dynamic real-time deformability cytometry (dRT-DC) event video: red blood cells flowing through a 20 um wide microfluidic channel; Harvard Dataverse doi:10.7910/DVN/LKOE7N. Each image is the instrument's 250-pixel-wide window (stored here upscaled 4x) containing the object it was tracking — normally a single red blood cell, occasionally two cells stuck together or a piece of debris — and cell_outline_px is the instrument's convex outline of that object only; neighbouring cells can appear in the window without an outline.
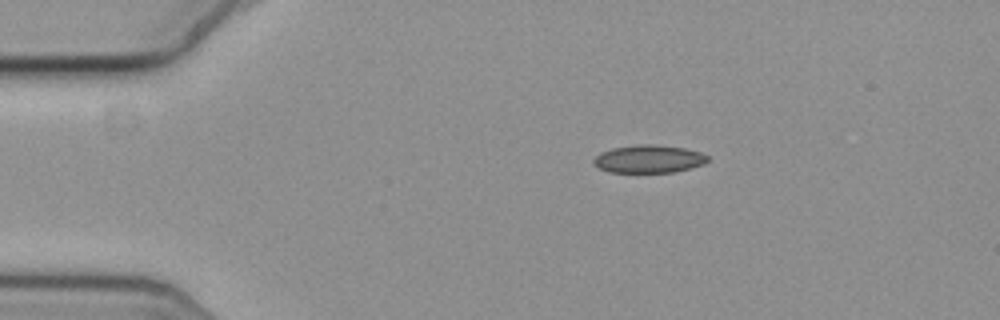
{"species": "common noctule bat (a hibernating species)", "species_latin": "Nyctalus noctula", "temperature_condition": "cold", "stored_images_in_passage": 47, "camera_frame_rate_fps": 3000, "um_per_image_px": 0.085, "animal": {"sex": "female", "body_mass_g": 19.3, "forearm_length_mm": 54.1}, "frame": {"image": 1, "passage_image": 1, "time_ms": 0.0, "image_size_px": [1000, 320], "cell_outline_px": [[712, 160], [704, 164], [672, 172], [608, 172], [592, 164], [592, 160], [600, 152], [612, 148], [636, 144], [656, 144], [684, 148], [700, 152], [708, 156]], "centroid_in_image_um": [55.14, 13.5], "position_along_channel_um": 29.9, "area_um2": 18.67}}
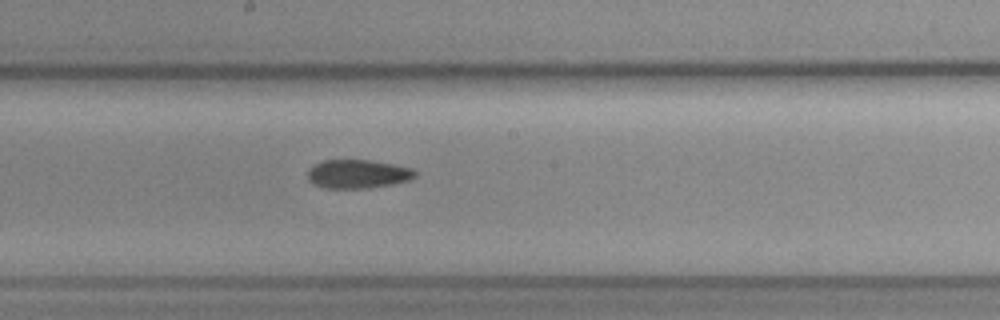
{"frame": {"image": 2, "passage_image": 21, "time_ms": 6.667, "image_size_px": [1000, 320], "cell_outline_px": [[416, 176], [408, 180], [392, 184], [368, 188], [324, 188], [308, 180], [308, 168], [324, 160], [368, 160], [392, 164], [412, 168], [416, 172]], "centroid_in_image_um": [30.4, 14.79], "position_along_channel_um": 217.8, "area_um2": 17.8}}
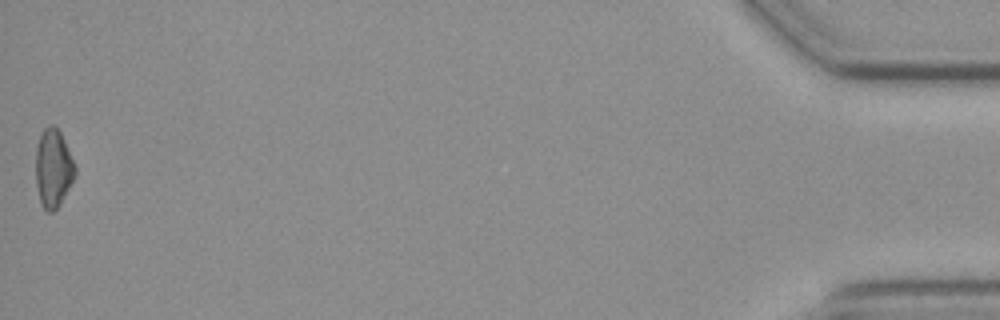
{"frame": {"image": 3, "passage_image": 47, "time_ms": 15.333, "image_size_px": [1000, 320], "cell_outline_px": [[76, 172], [60, 204], [52, 212], [48, 212], [40, 204], [36, 184], [36, 148], [40, 132], [48, 124], [52, 124], [60, 132], [64, 140], [76, 168]], "centroid_in_image_um": [4.49, 14.28], "position_along_channel_um": 430.7, "area_um2": 17.8}}